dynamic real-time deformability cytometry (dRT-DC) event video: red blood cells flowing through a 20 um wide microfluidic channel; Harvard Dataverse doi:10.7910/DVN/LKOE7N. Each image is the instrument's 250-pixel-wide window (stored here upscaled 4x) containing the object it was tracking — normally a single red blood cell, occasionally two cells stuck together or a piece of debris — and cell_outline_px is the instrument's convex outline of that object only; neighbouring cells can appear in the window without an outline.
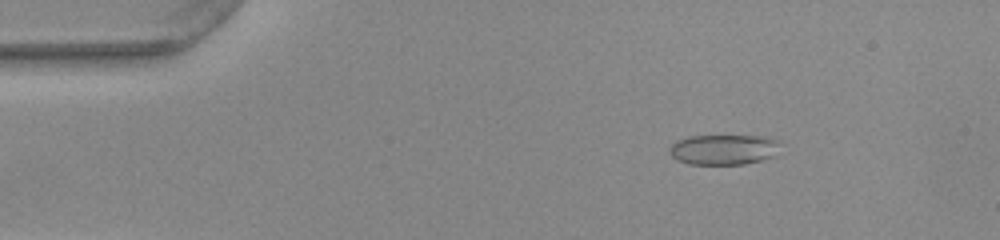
{"species": "common noctule bat (a hibernating species)", "species_latin": "Nyctalus noctula", "temperature_condition": "warm", "stored_images_in_passage": 52, "camera_frame_rate_fps": 3000, "um_per_image_px": 0.085, "animal": {"sex": "female", "body_mass_g": 22.0, "forearm_length_mm": 56.7}, "frame": {"image": 1, "passage_image": 8, "time_ms": 2.333, "image_size_px": [1000, 240], "cell_outline_px": [[780, 140], [776, 156], [764, 160], [744, 164], [688, 164], [676, 160], [668, 152], [668, 148], [676, 140], [692, 136], [768, 136]], "centroid_in_image_um": [61.53, 12.71], "position_along_channel_um": 23.5, "area_um2": 19.88}}
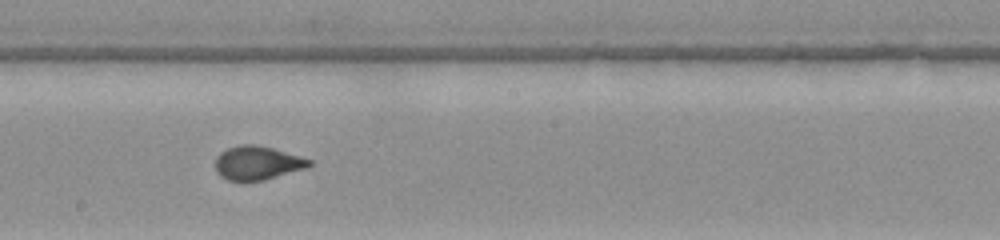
{"frame": {"image": 2, "passage_image": 29, "time_ms": 9.333, "image_size_px": [1000, 240], "cell_outline_px": [[312, 164], [304, 168], [264, 180], [244, 184], [228, 180], [220, 176], [216, 172], [216, 156], [220, 152], [228, 148], [240, 144], [256, 144], [272, 148], [300, 156], [312, 160]], "centroid_in_image_um": [21.82, 13.88], "position_along_channel_um": 226.4, "area_um2": 18.79}}
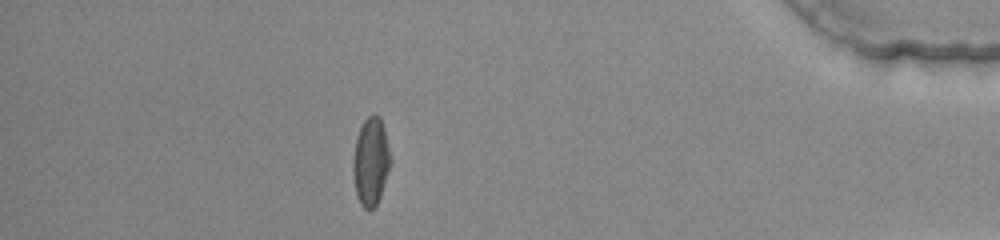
{"frame": {"image": 3, "passage_image": 46, "time_ms": 15.0, "image_size_px": [1000, 240], "cell_outline_px": [[388, 168], [380, 196], [376, 204], [368, 212], [360, 204], [356, 196], [352, 172], [352, 164], [356, 136], [364, 120], [372, 112], [380, 116], [384, 128], [388, 148]], "centroid_in_image_um": [31.46, 13.72], "position_along_channel_um": 403.7, "area_um2": 18.9}, "authors_computed_cell_mechanics": {"area_um2": 18.9006, "velocity_mm_per_s": 3.9584, "shape_relaxation_time_tau1_ms": 4.8288, "shape_relaxation_time_tau2_ms": null, "deformation_change_tau1": 0.1798, "deformation_change_tau2": null}}